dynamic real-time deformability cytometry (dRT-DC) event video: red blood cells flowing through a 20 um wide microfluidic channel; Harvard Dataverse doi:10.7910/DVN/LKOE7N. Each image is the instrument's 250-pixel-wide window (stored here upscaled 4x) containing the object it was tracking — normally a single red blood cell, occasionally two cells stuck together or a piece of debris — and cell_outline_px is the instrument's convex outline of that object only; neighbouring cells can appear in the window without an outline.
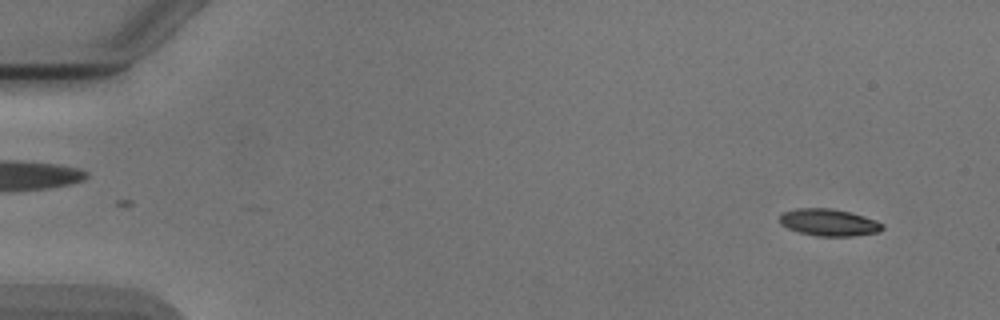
{"species": "Egyptian fruit bat (a non-hibernating species)", "species_latin": "Rousettus aegyptiacus", "temperature_condition": "cold", "stored_images_in_passage": 51, "camera_frame_rate_fps": 3000, "um_per_image_px": 0.085, "animal": {"sex": "male"}, "frame": {"image": 1, "passage_image": 2, "time_ms": 0.333, "image_size_px": [1000, 320], "cell_outline_px": [[884, 228], [876, 232], [852, 236], [816, 236], [800, 232], [788, 228], [780, 224], [780, 216], [784, 212], [796, 208], [832, 208], [852, 212], [876, 220], [884, 224]], "centroid_in_image_um": [70.46, 18.9], "position_along_channel_um": 14.5, "area_um2": 16.18}}
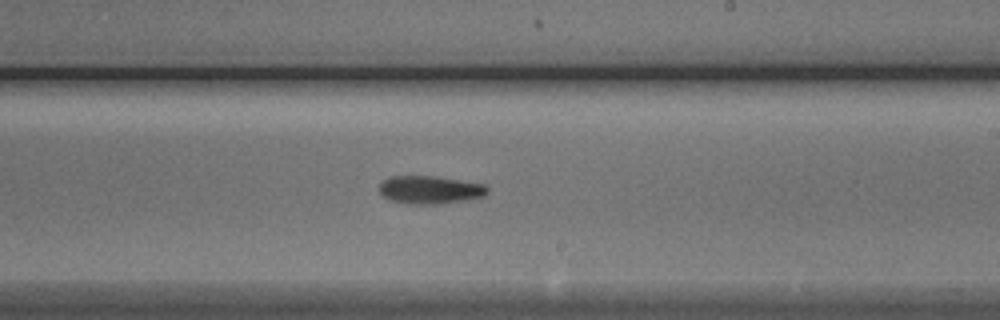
{"frame": {"image": 2, "passage_image": 30, "time_ms": 9.667, "image_size_px": [1000, 320], "cell_outline_px": [[488, 192], [484, 196], [464, 200], [440, 204], [408, 204], [388, 200], [380, 192], [380, 184], [388, 176], [432, 176], [488, 184]], "centroid_in_image_um": [36.56, 16.13], "position_along_channel_um": 252.4, "area_um2": 17.74}}
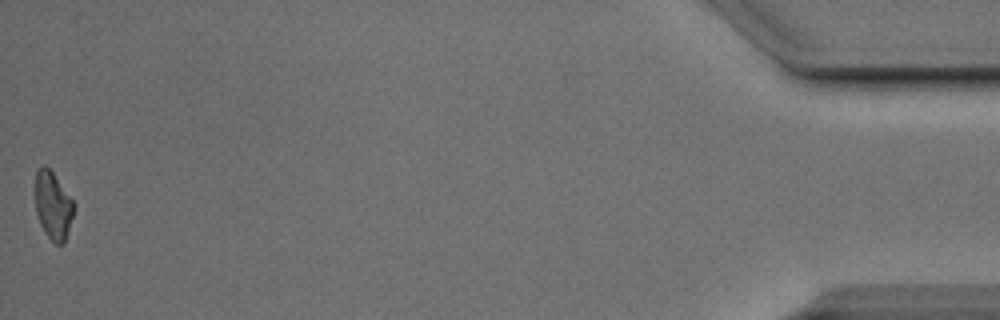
{"frame": {"image": 3, "passage_image": 51, "time_ms": 16.667, "image_size_px": [1000, 320], "cell_outline_px": [[76, 204], [68, 232], [64, 244], [56, 244], [44, 232], [40, 224], [36, 212], [36, 172], [44, 164], [52, 172]], "centroid_in_image_um": [4.53, 17.5], "position_along_channel_um": 430.7, "area_um2": 15.09}, "authors_computed_cell_mechanics": {"area_um2": 16.9354, "velocity_mm_per_s": 3.8858, "shape_relaxation_time_tau1_ms": 2.9944, "shape_relaxation_time_tau2_ms": null, "deformation_change_tau1": 0.1564, "deformation_change_tau2": null}}